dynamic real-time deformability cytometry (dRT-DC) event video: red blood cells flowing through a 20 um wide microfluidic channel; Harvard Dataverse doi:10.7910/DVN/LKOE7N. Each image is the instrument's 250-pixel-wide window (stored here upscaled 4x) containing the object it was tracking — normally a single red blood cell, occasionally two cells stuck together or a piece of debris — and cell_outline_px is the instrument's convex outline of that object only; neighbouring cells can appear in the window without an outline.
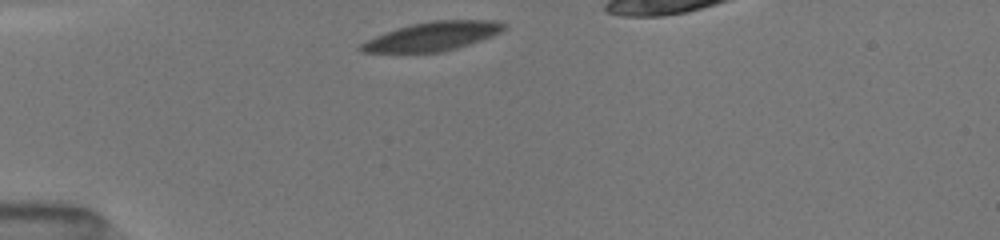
{"species": "common noctule bat (a hibernating species)", "species_latin": "Nyctalus noctula", "temperature_condition": "room temperature", "stored_images_in_passage": 6, "segment_of_instrument_passage": [1, 2], "camera_frame_rate_fps": 3000, "um_per_image_px": 0.085, "animal": {"sex": "female", "body_mass_g": 19.5, "forearm_length_mm": 54.1}, "frame": {"image": 1, "passage_image": 1, "time_ms": 0.0, "image_size_px": [1000, 240], "cell_outline_px": [[508, 28], [492, 36], [444, 52], [360, 52], [360, 44], [376, 36], [412, 24], [432, 20], [496, 20], [508, 24]], "centroid_in_image_um": [36.85, 3.08], "position_along_channel_um": 48.1, "area_um2": 23.76}}
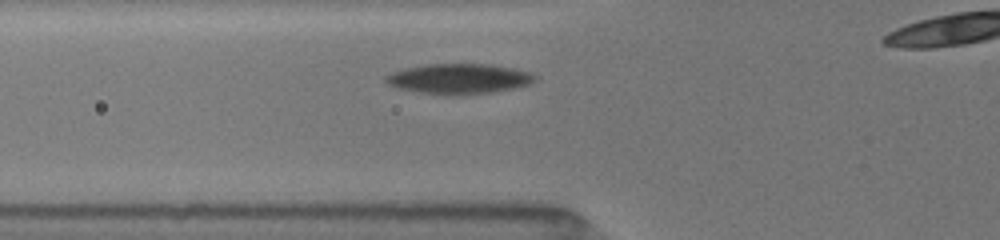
{"frame": {"image": 2, "passage_image": 3, "time_ms": 1.667, "image_size_px": [1000, 240], "cell_outline_px": [[536, 80], [528, 84], [512, 88], [492, 92], [456, 96], [448, 96], [420, 92], [396, 88], [388, 84], [384, 80], [384, 76], [392, 72], [408, 68], [428, 64], [492, 64], [532, 72], [536, 76]], "centroid_in_image_um": [39.0, 6.7], "position_along_channel_um": 86.8, "area_um2": 26.36}}
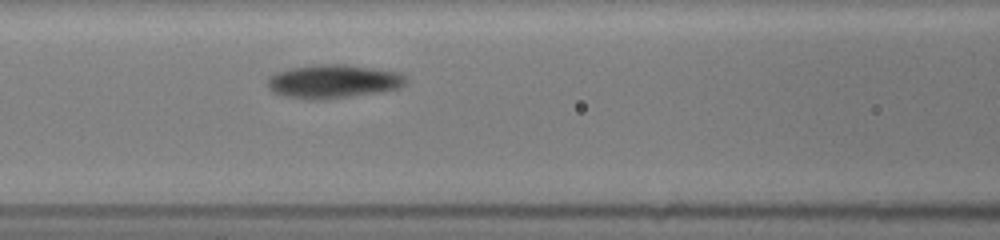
{"frame": {"image": 3, "passage_image": 5, "time_ms": 3.0, "image_size_px": [1000, 240], "cell_outline_px": [[404, 84], [400, 88], [376, 92], [320, 100], [304, 100], [284, 96], [272, 92], [268, 84], [268, 80], [276, 72], [288, 68], [320, 64], [344, 64], [400, 72], [404, 76]], "centroid_in_image_um": [28.28, 6.92], "position_along_channel_um": 138.3, "area_um2": 26.88}}